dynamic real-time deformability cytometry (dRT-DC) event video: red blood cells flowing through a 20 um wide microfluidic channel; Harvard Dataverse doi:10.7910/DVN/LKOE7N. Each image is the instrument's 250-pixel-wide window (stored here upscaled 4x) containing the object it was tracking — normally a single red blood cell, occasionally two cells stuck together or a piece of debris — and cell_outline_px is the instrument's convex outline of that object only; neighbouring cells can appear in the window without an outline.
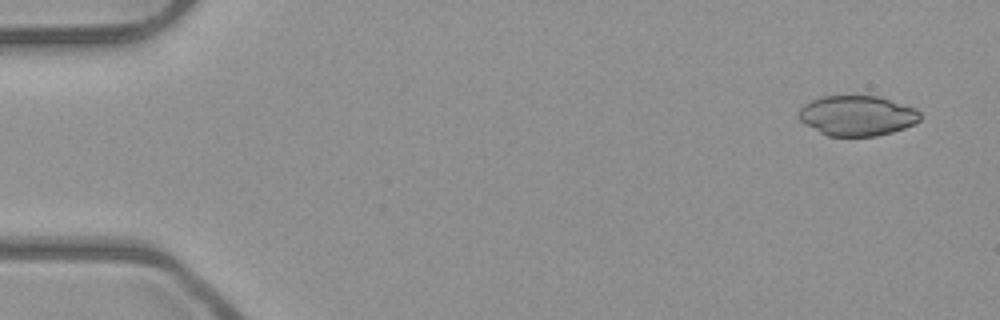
{"species": "common noctule bat (a hibernating species)", "species_latin": "Nyctalus noctula", "temperature_condition": "room temperature", "stored_images_in_passage": 6, "camera_frame_rate_fps": 3000, "um_per_image_px": 0.085, "animal": {"sex": "male", "body_mass_g": 23.1, "forearm_length_mm": 52.7}, "frame": {"image": 1, "passage_image": 1, "time_ms": 0.0, "image_size_px": [1000, 320], "cell_outline_px": [[920, 120], [904, 128], [892, 132], [876, 136], [828, 136], [820, 132], [800, 120], [800, 108], [804, 104], [820, 96], [880, 96], [916, 108], [920, 112]], "centroid_in_image_um": [72.88, 9.82], "position_along_channel_um": 12.1, "area_um2": 28.26}}